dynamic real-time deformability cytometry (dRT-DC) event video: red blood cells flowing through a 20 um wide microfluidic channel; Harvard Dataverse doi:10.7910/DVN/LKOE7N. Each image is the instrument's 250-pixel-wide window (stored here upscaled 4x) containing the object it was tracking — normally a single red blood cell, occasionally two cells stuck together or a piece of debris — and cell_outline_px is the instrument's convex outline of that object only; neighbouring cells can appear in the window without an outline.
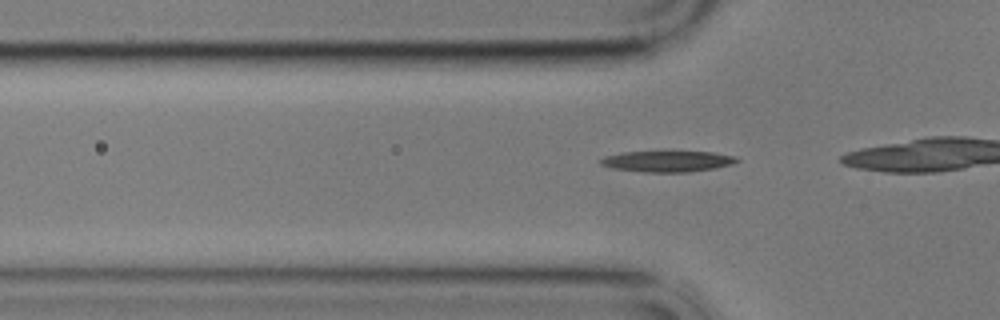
{"species": "common noctule bat (a hibernating species)", "species_latin": "Nyctalus noctula", "temperature_condition": "cold", "stored_images_in_passage": 41, "camera_frame_rate_fps": 3000, "um_per_image_px": 0.085, "animal": {"sex": "male", "body_mass_g": 17.9}, "frame": {"image": 1, "passage_image": 14, "time_ms": 4.333, "image_size_px": [1000, 320], "cell_outline_px": [[740, 160], [732, 164], [712, 168], [688, 172], [644, 172], [612, 168], [600, 164], [600, 160], [604, 156], [620, 152], [712, 152], [736, 156]], "centroid_in_image_um": [56.71, 13.71], "position_along_channel_um": 69.1, "area_um2": 16.53}}
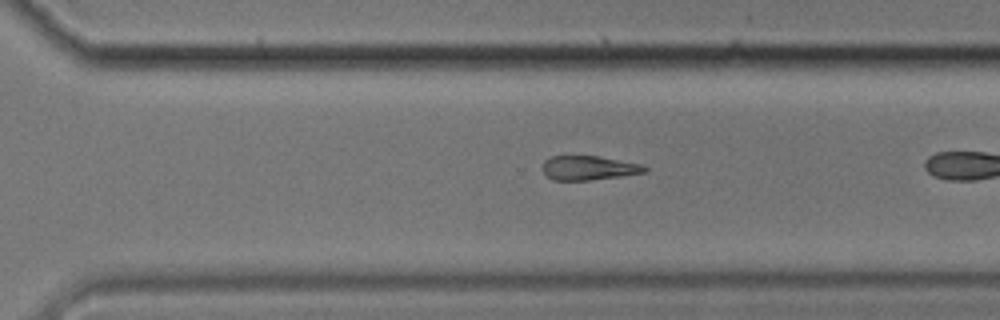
{"frame": {"image": 2, "passage_image": 36, "time_ms": 11.667, "image_size_px": [1000, 320], "cell_outline_px": [[648, 172], [624, 176], [588, 180], [552, 180], [540, 168], [544, 160], [552, 156], [600, 156], [640, 164], [648, 168]], "centroid_in_image_um": [50.04, 14.27], "position_along_channel_um": 320.6, "area_um2": 14.57}}
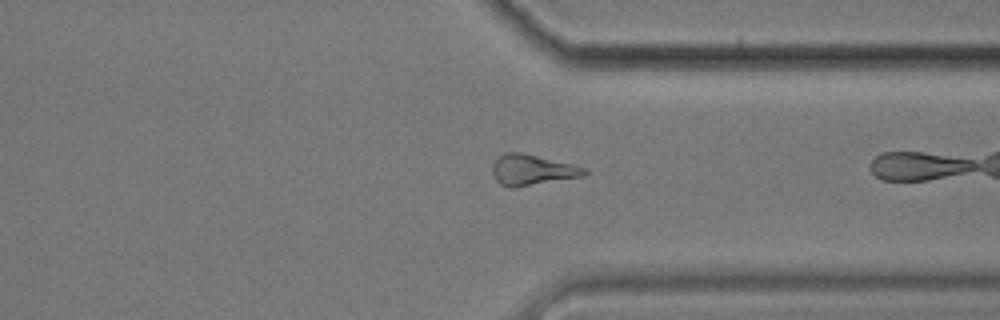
{"frame": {"image": 3, "passage_image": 40, "time_ms": 13.0, "image_size_px": [1000, 320], "cell_outline_px": [[588, 172], [584, 176], [512, 188], [508, 188], [500, 184], [496, 180], [492, 172], [492, 164], [500, 156], [508, 152], [520, 152], [572, 164], [588, 168]], "centroid_in_image_um": [45.24, 14.45], "position_along_channel_um": 366.2, "area_um2": 16.36}}